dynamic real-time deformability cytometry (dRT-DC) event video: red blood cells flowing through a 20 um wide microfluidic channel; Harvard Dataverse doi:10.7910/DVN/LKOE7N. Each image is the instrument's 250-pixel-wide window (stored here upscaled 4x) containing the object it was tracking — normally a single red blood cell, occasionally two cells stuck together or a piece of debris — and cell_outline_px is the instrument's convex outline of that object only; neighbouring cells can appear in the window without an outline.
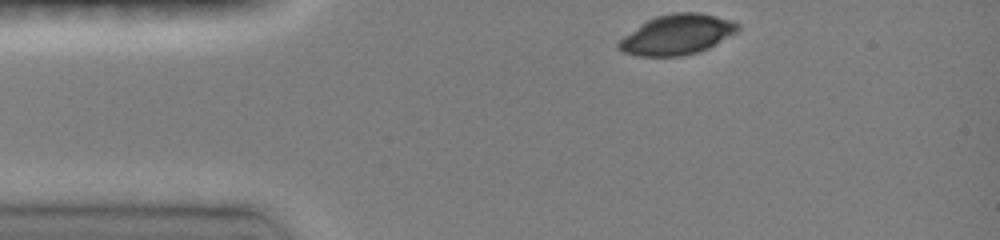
{"species": "common noctule bat (a hibernating species)", "species_latin": "Nyctalus noctula", "temperature_condition": "room temperature", "stored_images_in_passage": 21, "camera_frame_rate_fps": 3000, "um_per_image_px": 0.085, "animal": {"sex": "female", "body_mass_g": 19.0, "forearm_length_mm": 51.5}, "frame": {"image": 1, "passage_image": 1, "time_ms": 0.0, "image_size_px": [1000, 240], "cell_outline_px": [[740, 28], [736, 32], [708, 48], [700, 52], [680, 56], [636, 56], [624, 52], [616, 48], [616, 44], [624, 36], [640, 24], [656, 16], [672, 12], [700, 12], [732, 20], [740, 24]], "centroid_in_image_um": [57.54, 2.94], "position_along_channel_um": 27.5, "area_um2": 27.92}}
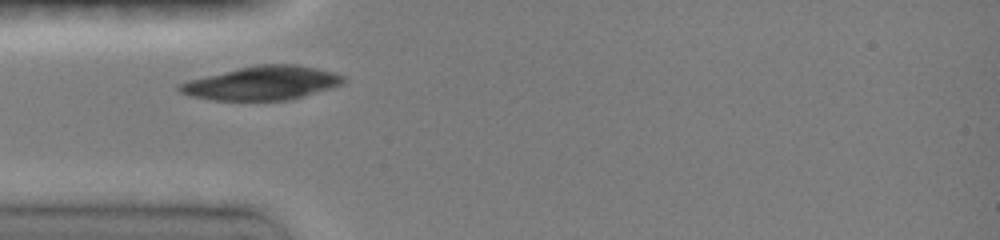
{"frame": {"image": 2, "passage_image": 8, "time_ms": 2.0, "image_size_px": [1000, 240], "cell_outline_px": [[344, 84], [332, 88], [292, 100], [212, 100], [188, 96], [180, 92], [176, 88], [176, 84], [188, 80], [256, 64], [296, 64], [316, 68], [332, 72], [344, 76]], "centroid_in_image_um": [22.27, 7.07], "position_along_channel_um": 62.7, "area_um2": 32.43}}
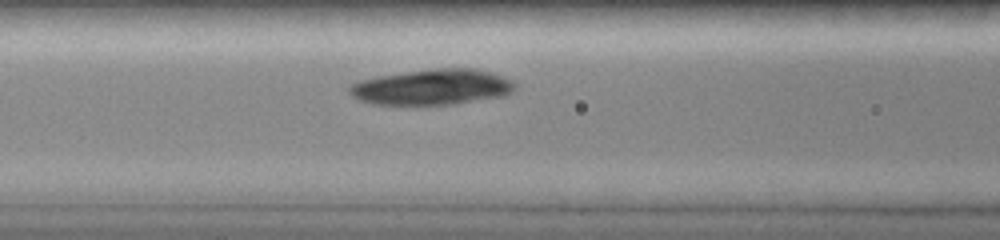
{"frame": {"image": 3, "passage_image": 15, "time_ms": 3.667, "image_size_px": [1000, 240], "cell_outline_px": [[516, 88], [508, 96], [456, 104], [372, 104], [360, 100], [352, 96], [348, 92], [348, 84], [360, 80], [380, 76], [408, 72], [440, 68], [472, 68], [492, 72], [516, 84]], "centroid_in_image_um": [36.75, 7.41], "position_along_channel_um": 129.8, "area_um2": 34.33}}